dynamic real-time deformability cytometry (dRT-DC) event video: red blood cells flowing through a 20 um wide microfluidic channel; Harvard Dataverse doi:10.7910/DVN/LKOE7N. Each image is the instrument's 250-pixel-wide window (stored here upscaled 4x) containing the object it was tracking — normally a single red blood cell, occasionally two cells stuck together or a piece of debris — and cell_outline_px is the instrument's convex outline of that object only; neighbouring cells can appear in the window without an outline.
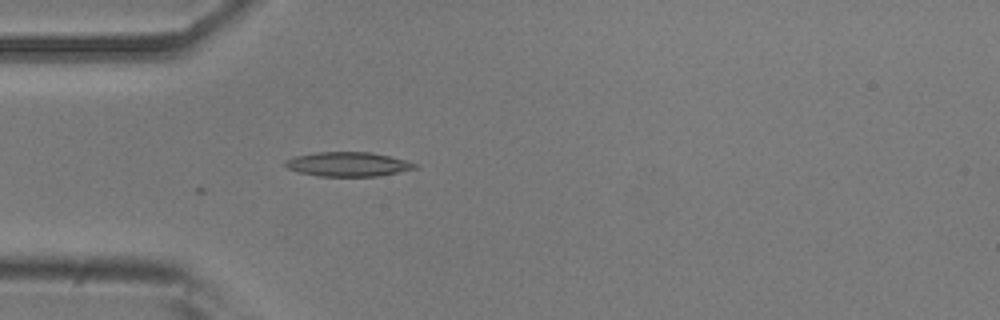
{"species": "common noctule bat (a hibernating species)", "species_latin": "Nyctalus noctula", "temperature_condition": "room temperature", "stored_images_in_passage": 4, "camera_frame_rate_fps": 3000, "um_per_image_px": 0.085, "animal": {"sex": "male", "body_mass_g": 20.5, "forearm_length_mm": 52.5}, "frame": {"image": 1, "passage_image": 4, "time_ms": 1.0, "image_size_px": [1000, 320], "cell_outline_px": [[420, 168], [380, 176], [320, 176], [296, 172], [288, 168], [284, 164], [284, 160], [296, 156], [316, 152], [372, 152], [420, 164]], "centroid_in_image_um": [29.61, 13.96], "position_along_channel_um": 55.4, "area_um2": 18.55}}